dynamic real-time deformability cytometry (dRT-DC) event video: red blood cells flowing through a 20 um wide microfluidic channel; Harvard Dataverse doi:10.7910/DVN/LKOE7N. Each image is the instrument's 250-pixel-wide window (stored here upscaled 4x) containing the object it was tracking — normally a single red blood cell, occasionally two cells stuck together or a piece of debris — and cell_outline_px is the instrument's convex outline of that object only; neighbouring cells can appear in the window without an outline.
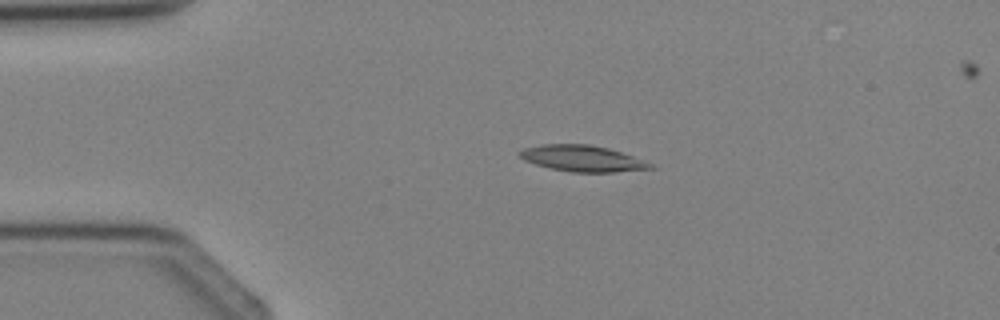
{"species": "Egyptian fruit bat (a non-hibernating species)", "species_latin": "Rousettus aegyptiacus", "temperature_condition": "cold", "stored_images_in_passage": 2, "camera_frame_rate_fps": 3000, "um_per_image_px": 0.085, "animal": {"sex": "female"}, "frame": {"image": 1, "passage_image": 1, "time_ms": 0.0, "image_size_px": [1000, 320], "cell_outline_px": [[656, 168], [612, 172], [572, 172], [552, 168], [536, 164], [524, 160], [516, 152], [524, 148], [540, 144], [588, 144], [608, 148], [632, 156], [652, 164]], "centroid_in_image_um": [49.46, 13.46], "position_along_channel_um": 35.5, "area_um2": 19.71}}